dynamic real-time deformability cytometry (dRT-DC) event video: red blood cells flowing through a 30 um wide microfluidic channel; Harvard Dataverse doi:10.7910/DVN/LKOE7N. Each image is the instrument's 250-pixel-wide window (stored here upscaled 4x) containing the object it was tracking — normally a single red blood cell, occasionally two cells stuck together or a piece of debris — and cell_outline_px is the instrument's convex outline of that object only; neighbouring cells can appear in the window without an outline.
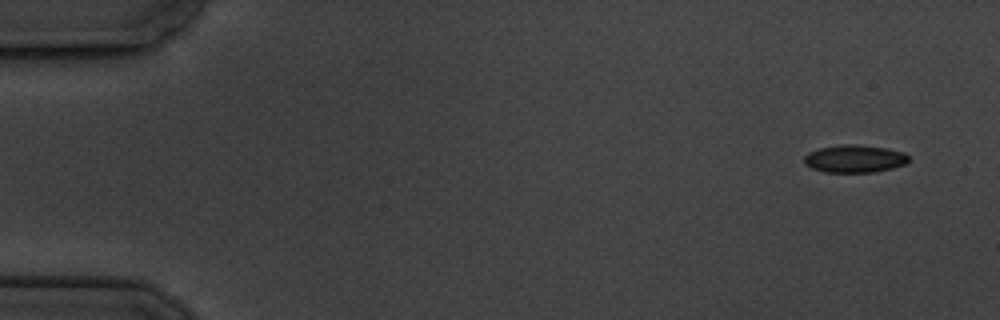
{"species": "common noctule bat (a hibernating species)", "species_latin": "Nyctalus noctula", "temperature_condition": "cold", "stored_images_in_passage": 6, "segment_of_instrument_passage": [1, 2], "camera_frame_rate_fps": 3000, "um_per_image_px": 0.085, "animal": {"sex": "male", "body_mass_g": 19.5, "forearm_length_mm": 54.6}, "frame": {"image": 1, "passage_image": 1, "time_ms": 0.0, "image_size_px": [1000, 320], "cell_outline_px": [[908, 164], [892, 168], [872, 172], [824, 172], [812, 168], [804, 164], [804, 156], [808, 152], [820, 148], [844, 144], [856, 144], [884, 148], [904, 152], [908, 156]], "centroid_in_image_um": [72.63, 13.49], "position_along_channel_um": 12.4, "area_um2": 16.82}}